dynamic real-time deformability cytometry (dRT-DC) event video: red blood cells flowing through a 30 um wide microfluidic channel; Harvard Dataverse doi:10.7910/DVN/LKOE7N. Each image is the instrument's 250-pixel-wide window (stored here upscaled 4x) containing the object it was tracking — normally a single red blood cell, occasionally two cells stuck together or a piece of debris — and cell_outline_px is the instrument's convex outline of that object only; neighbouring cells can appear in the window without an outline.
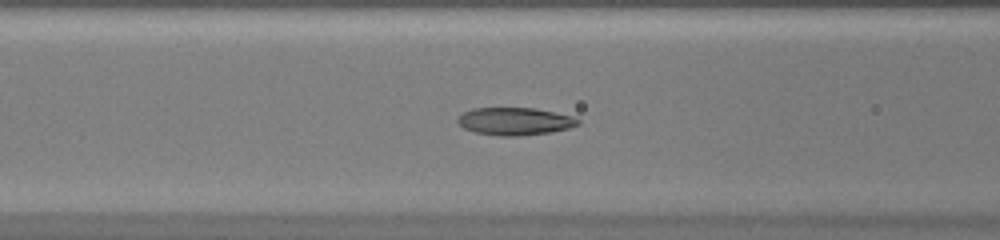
{"species": "common noctule bat (a hibernating species)", "species_latin": "Nyctalus noctula", "temperature_condition": "warm", "stored_images_in_passage": 46, "camera_frame_rate_fps": 3000, "um_per_image_px": 0.085, "animal": {"sex": "female", "body_mass_g": 20.0, "forearm_length_mm": 54.0}, "frame": {"image": 1, "passage_image": 20, "time_ms": 6.333, "image_size_px": [1000, 240], "cell_outline_px": [[580, 124], [568, 128], [552, 132], [520, 136], [500, 136], [476, 132], [464, 128], [456, 120], [464, 112], [472, 108], [536, 108], [572, 116], [580, 120]], "centroid_in_image_um": [43.78, 10.31], "position_along_channel_um": 122.8, "area_um2": 19.31}}
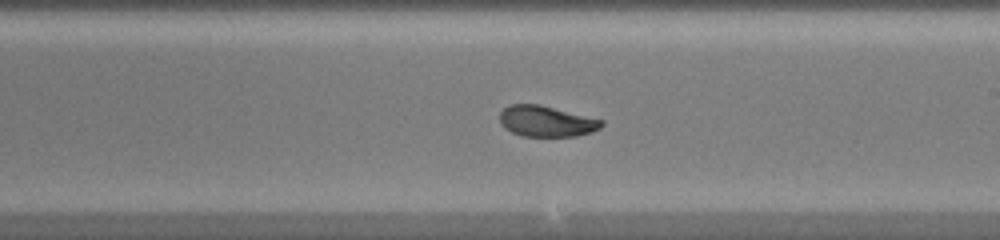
{"frame": {"image": 2, "passage_image": 28, "time_ms": 9.0, "image_size_px": [1000, 240], "cell_outline_px": [[604, 124], [600, 128], [592, 132], [576, 136], [520, 136], [504, 128], [500, 124], [500, 112], [504, 108], [512, 104], [540, 104], [604, 120]], "centroid_in_image_um": [46.44, 10.31], "position_along_channel_um": 242.6, "area_um2": 18.44}}
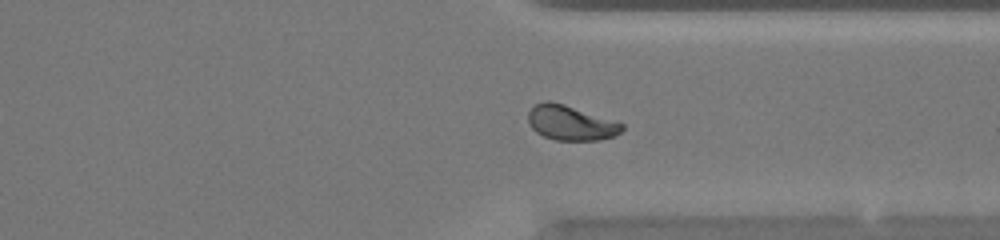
{"frame": {"image": 3, "passage_image": 36, "time_ms": 11.667, "image_size_px": [1000, 240], "cell_outline_px": [[624, 128], [616, 136], [600, 140], [556, 140], [544, 136], [536, 132], [532, 128], [528, 120], [528, 112], [536, 104], [544, 100], [548, 100], [564, 104], [624, 124]], "centroid_in_image_um": [48.5, 10.45], "position_along_channel_um": 362.9, "area_um2": 18.9}}